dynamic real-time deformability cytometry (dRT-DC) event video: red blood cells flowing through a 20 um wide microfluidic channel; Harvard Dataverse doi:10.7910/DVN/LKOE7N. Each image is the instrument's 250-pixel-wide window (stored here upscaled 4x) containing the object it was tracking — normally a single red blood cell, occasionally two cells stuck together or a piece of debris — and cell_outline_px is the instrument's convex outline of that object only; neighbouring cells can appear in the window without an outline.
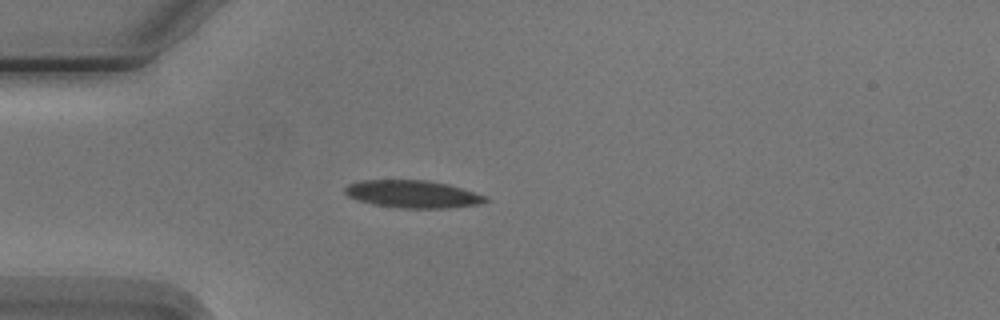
{"species": "Egyptian fruit bat (a non-hibernating species)", "species_latin": "Rousettus aegyptiacus", "temperature_condition": "cold", "stored_images_in_passage": 3, "camera_frame_rate_fps": 3000, "um_per_image_px": 0.085, "animal": {"sex": "male"}, "frame": {"image": 1, "passage_image": 3, "time_ms": 3.333, "image_size_px": [1000, 320], "cell_outline_px": [[488, 200], [476, 204], [448, 208], [400, 208], [372, 204], [356, 200], [348, 196], [344, 192], [344, 188], [348, 184], [360, 180], [428, 180], [448, 184], [488, 196]], "centroid_in_image_um": [35.04, 16.49], "position_along_channel_um": 50.0, "area_um2": 22.6}}